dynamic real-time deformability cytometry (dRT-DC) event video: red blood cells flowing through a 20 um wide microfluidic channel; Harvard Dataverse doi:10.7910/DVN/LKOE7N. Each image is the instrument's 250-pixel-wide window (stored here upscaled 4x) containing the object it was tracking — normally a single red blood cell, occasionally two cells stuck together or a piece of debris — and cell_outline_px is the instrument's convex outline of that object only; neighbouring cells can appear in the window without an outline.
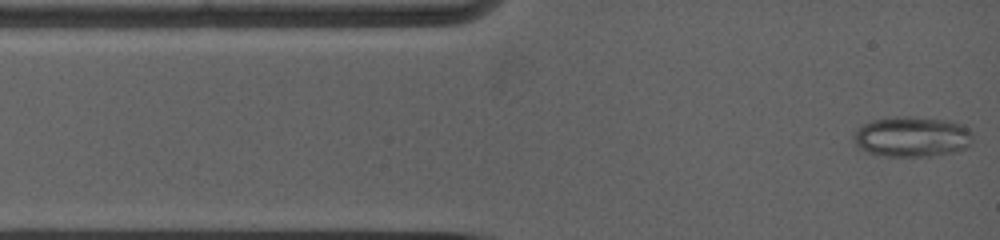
{"species": "common noctule bat (a hibernating species)", "species_latin": "Nyctalus noctula", "temperature_condition": "warm", "stored_images_in_passage": 9, "camera_frame_rate_fps": 5000, "um_per_image_px": 0.085, "animal": {"sex": "female", "body_mass_g": 19.0, "forearm_length_mm": 53.3}, "frame": {"image": 1, "passage_image": 1, "time_ms": 0.0, "image_size_px": [1000, 240], "cell_outline_px": [[968, 132], [960, 148], [952, 152], [928, 156], [888, 156], [868, 152], [860, 144], [856, 136], [856, 132], [864, 124], [876, 120], [932, 120], [956, 124], [964, 128]], "centroid_in_image_um": [77.42, 11.69], "position_along_channel_um": 7.6, "area_um2": 24.68}}
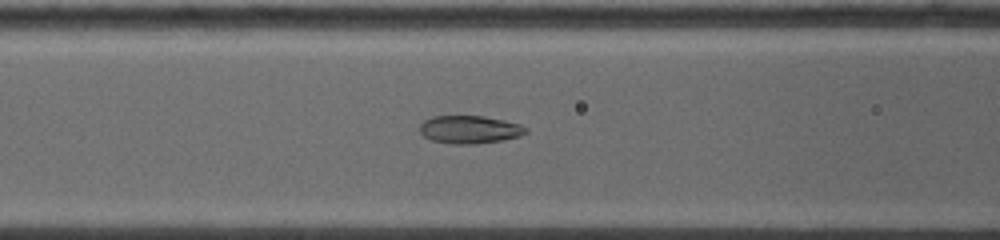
{"frame": {"image": 2, "passage_image": 7, "time_ms": 4.2, "image_size_px": [1000, 240], "cell_outline_px": [[524, 132], [516, 136], [500, 140], [472, 144], [456, 144], [432, 140], [424, 136], [420, 132], [420, 124], [424, 120], [436, 116], [480, 116], [520, 124], [524, 128]], "centroid_in_image_um": [39.82, 11.0], "position_along_channel_um": 126.8, "area_um2": 16.59}}
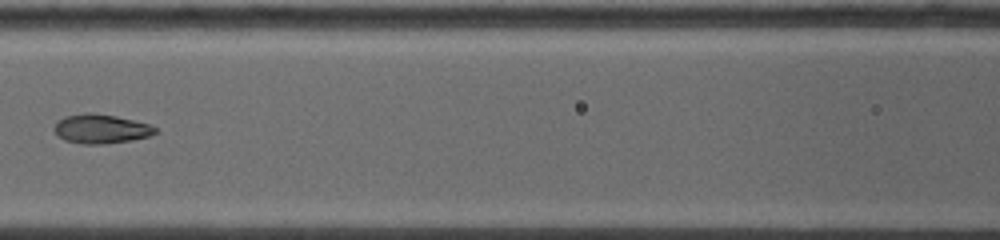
{"frame": {"image": 3, "passage_image": 8, "time_ms": 5.0, "image_size_px": [1000, 240], "cell_outline_px": [[156, 132], [148, 136], [128, 140], [100, 144], [84, 144], [64, 140], [56, 132], [56, 124], [60, 120], [68, 116], [112, 116], [132, 120], [148, 124], [156, 128]], "centroid_in_image_um": [8.62, 11.01], "position_along_channel_um": 158.0, "area_um2": 15.78}}